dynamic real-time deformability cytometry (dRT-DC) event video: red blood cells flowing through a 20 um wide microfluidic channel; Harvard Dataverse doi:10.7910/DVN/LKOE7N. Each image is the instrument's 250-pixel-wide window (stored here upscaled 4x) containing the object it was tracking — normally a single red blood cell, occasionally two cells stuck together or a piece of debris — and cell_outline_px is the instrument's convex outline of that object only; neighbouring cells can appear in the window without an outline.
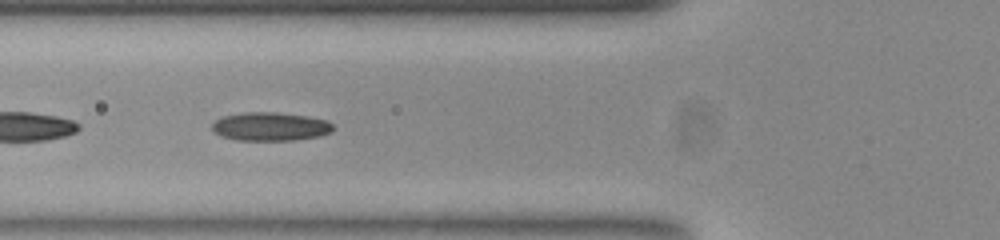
{"species": "common noctule bat (a hibernating species)", "species_latin": "Nyctalus noctula", "temperature_condition": "room temperature", "stored_images_in_passage": 39, "camera_frame_rate_fps": 3000, "um_per_image_px": 0.085, "animal": {"sex": "female", "body_mass_g": 23.0, "forearm_length_mm": 53.4}, "frame": {"image": 1, "passage_image": 6, "time_ms": 1.667, "image_size_px": [1000, 240], "cell_outline_px": [[336, 128], [332, 132], [320, 136], [292, 140], [236, 140], [220, 136], [212, 128], [212, 124], [216, 120], [224, 116], [244, 112], [276, 112], [308, 116], [328, 120]], "centroid_in_image_um": [23.03, 10.75], "position_along_channel_um": 102.8, "area_um2": 20.23}}
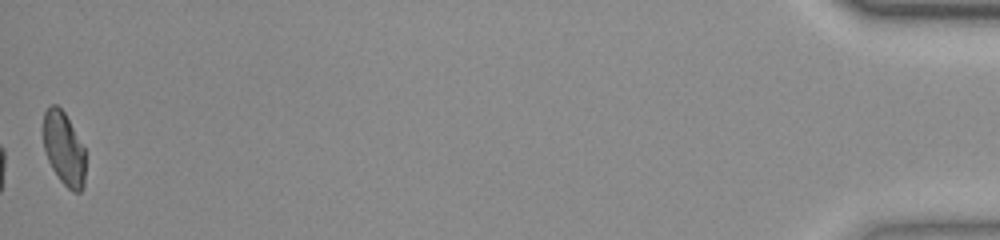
{"frame": {"image": 2, "passage_image": 39, "time_ms": 12.667, "image_size_px": [1000, 240], "cell_outline_px": [[84, 188], [80, 192], [72, 192], [60, 180], [52, 168], [48, 160], [44, 148], [44, 112], [52, 104], [56, 104], [64, 112], [84, 148]], "centroid_in_image_um": [5.43, 12.66], "position_along_channel_um": 429.8, "area_um2": 17.69}, "authors_computed_cell_mechanics": {"area_um2": 19.363, "velocity_mm_per_s": 3.8903, "shape_relaxation_time_tau1_ms": null, "shape_relaxation_time_tau2_ms": 2.7234, "deformation_change_tau1": null, "deformation_change_tau2": 0.072}}